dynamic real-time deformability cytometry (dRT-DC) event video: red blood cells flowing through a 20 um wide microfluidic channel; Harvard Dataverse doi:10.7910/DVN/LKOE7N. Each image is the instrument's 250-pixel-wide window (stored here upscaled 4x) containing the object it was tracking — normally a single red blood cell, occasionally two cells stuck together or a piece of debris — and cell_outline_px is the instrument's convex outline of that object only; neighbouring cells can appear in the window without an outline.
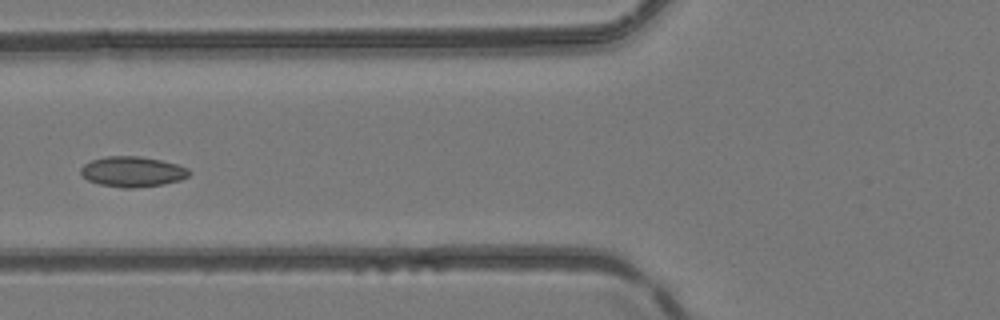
{"species": "common noctule bat (a hibernating species)", "species_latin": "Nyctalus noctula", "temperature_condition": "room temperature", "stored_images_in_passage": 6, "camera_frame_rate_fps": 3000, "um_per_image_px": 0.085, "animal": {"sex": "female", "body_mass_g": 24.6, "forearm_length_mm": 56.2}, "frame": {"image": 1, "passage_image": 5, "time_ms": 4.667, "image_size_px": [1000, 320], "cell_outline_px": [[192, 172], [188, 176], [180, 180], [164, 184], [132, 188], [124, 188], [100, 184], [88, 180], [80, 172], [80, 168], [84, 164], [92, 160], [104, 156], [140, 156], [160, 160], [176, 164], [188, 168]], "centroid_in_image_um": [11.27, 14.59], "position_along_channel_um": 114.5, "area_um2": 19.13}}
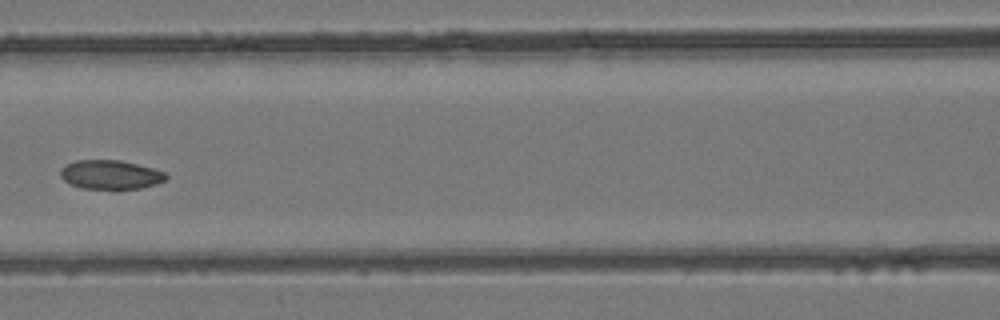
{"frame": {"image": 2, "passage_image": 6, "time_ms": 5.667, "image_size_px": [1000, 320], "cell_outline_px": [[168, 176], [164, 180], [156, 184], [140, 188], [112, 192], [80, 188], [68, 184], [60, 176], [60, 168], [76, 160], [120, 160], [152, 168], [164, 172]], "centroid_in_image_um": [9.35, 14.9], "position_along_channel_um": 157.2, "area_um2": 18.55}}